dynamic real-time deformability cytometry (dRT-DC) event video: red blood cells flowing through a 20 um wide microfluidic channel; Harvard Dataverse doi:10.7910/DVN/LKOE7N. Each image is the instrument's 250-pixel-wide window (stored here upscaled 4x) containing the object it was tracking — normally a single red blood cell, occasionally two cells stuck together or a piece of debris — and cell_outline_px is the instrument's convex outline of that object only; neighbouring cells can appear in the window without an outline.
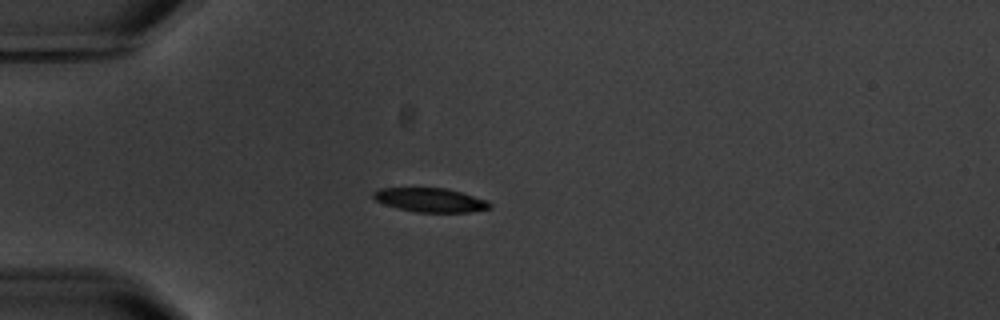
{"species": "common noctule bat (a hibernating species)", "species_latin": "Nyctalus noctula", "temperature_condition": "warm", "stored_images_in_passage": 5, "camera_frame_rate_fps": 3000, "um_per_image_px": 0.085, "animal": {"sex": "male", "body_mass_g": 20.1, "forearm_length_mm": 53.5}, "frame": {"image": 1, "passage_image": 2, "time_ms": 1.333, "image_size_px": [1000, 320], "cell_outline_px": [[492, 208], [468, 212], [416, 212], [396, 208], [384, 204], [376, 200], [372, 196], [372, 192], [380, 188], [444, 188], [460, 192], [488, 200], [492, 204]], "centroid_in_image_um": [36.58, 17.0], "position_along_channel_um": 48.4, "area_um2": 16.3}}
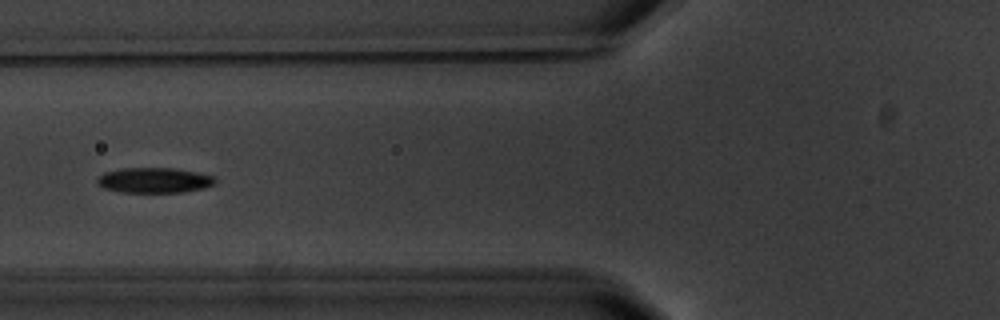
{"frame": {"image": 2, "passage_image": 4, "time_ms": 3.667, "image_size_px": [1000, 320], "cell_outline_px": [[216, 184], [204, 188], [184, 192], [120, 192], [104, 188], [96, 184], [96, 180], [104, 172], [124, 168], [172, 168], [196, 172], [216, 176]], "centroid_in_image_um": [13.13, 15.32], "position_along_channel_um": 112.7, "area_um2": 17.46}}